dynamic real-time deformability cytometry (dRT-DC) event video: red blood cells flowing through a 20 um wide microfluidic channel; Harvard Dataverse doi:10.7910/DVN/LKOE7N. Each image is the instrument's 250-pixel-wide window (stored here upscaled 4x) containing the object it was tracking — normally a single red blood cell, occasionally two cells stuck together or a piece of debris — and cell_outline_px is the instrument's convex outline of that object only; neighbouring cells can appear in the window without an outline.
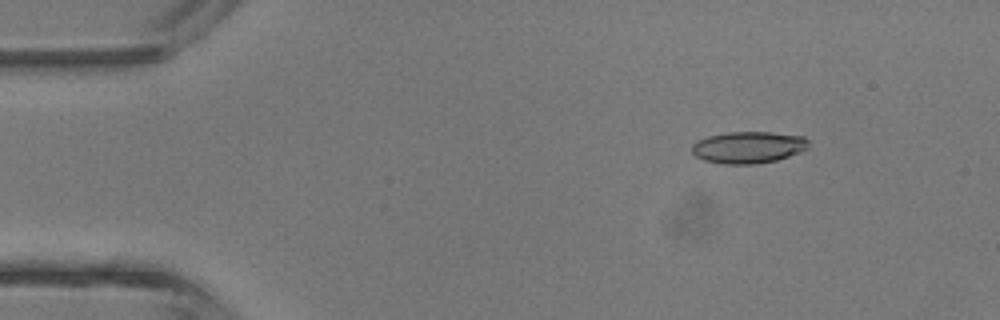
{"species": "common noctule bat (a hibernating species)", "species_latin": "Nyctalus noctula", "temperature_condition": "room temperature", "stored_images_in_passage": 4, "camera_frame_rate_fps": 3000, "um_per_image_px": 0.085, "animal": {"sex": "male", "body_mass_g": 13.3}, "frame": {"image": 1, "passage_image": 2, "time_ms": 1.333, "image_size_px": [1000, 320], "cell_outline_px": [[808, 148], [800, 152], [776, 160], [752, 164], [724, 164], [704, 160], [696, 156], [692, 152], [692, 144], [696, 140], [708, 136], [728, 132], [772, 132], [804, 136], [808, 140]], "centroid_in_image_um": [63.6, 12.51], "position_along_channel_um": 21.4, "area_um2": 21.62}}